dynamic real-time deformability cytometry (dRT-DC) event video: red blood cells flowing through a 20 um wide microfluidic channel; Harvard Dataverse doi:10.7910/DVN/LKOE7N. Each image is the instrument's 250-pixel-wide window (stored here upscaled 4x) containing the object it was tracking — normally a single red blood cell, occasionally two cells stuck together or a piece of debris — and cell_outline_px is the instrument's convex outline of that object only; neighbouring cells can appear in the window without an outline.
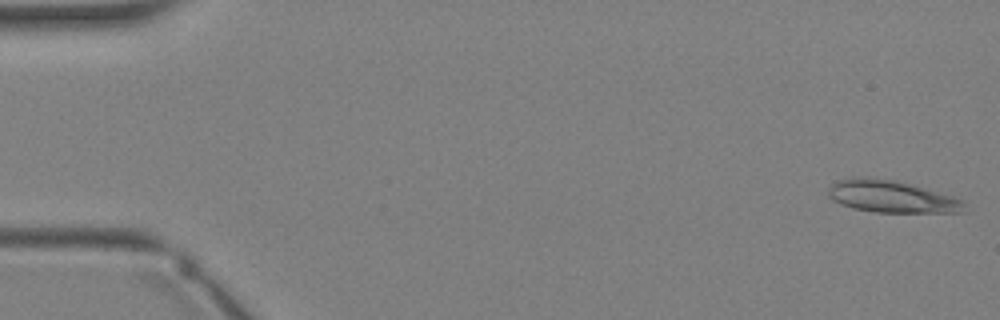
{"species": "Egyptian fruit bat (a non-hibernating species)", "species_latin": "Rousettus aegyptiacus", "temperature_condition": "warm", "stored_images_in_passage": 3, "camera_frame_rate_fps": 3000, "um_per_image_px": 0.085, "animal": {"sex": "female"}, "frame": {"image": 1, "passage_image": 1, "time_ms": 0.0, "image_size_px": [1000, 320], "cell_outline_px": [[964, 204], [960, 212], [876, 212], [852, 208], [840, 204], [832, 200], [828, 196], [828, 188], [836, 180], [852, 176], [868, 176], [896, 180], [952, 196], [964, 200]], "centroid_in_image_um": [75.68, 16.68], "position_along_channel_um": 9.3, "area_um2": 25.55}}
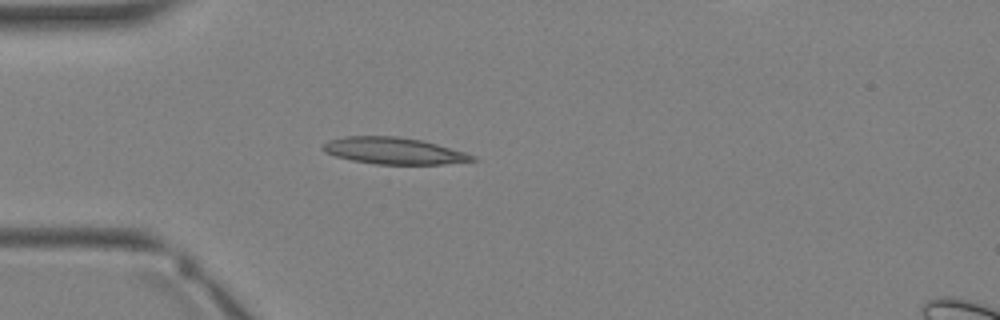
{"frame": {"image": 2, "passage_image": 3, "time_ms": 3.0, "image_size_px": [1000, 320], "cell_outline_px": [[480, 160], [444, 164], [376, 164], [352, 160], [336, 156], [324, 152], [320, 148], [320, 144], [328, 140], [344, 136], [396, 136], [424, 140], [468, 152], [476, 156]], "centroid_in_image_um": [33.5, 12.81], "position_along_channel_um": 51.5, "area_um2": 23.7}}